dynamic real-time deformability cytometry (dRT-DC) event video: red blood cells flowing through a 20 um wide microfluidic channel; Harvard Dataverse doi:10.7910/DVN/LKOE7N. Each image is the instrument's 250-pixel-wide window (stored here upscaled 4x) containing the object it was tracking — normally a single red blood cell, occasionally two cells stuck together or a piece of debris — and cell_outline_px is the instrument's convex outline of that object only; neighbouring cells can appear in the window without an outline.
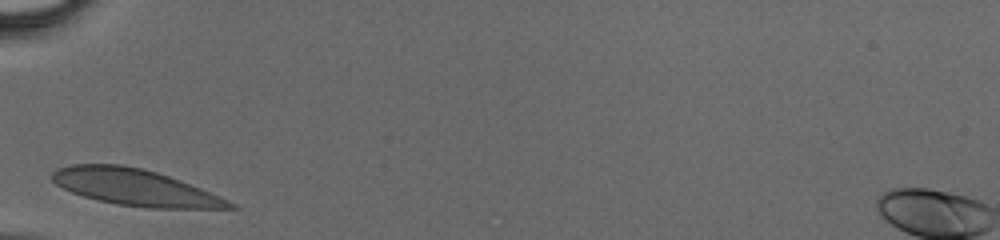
{"species": "human", "species_latin": "Homo sapiens", "temperature_condition": "cold", "stored_images_in_passage": 23, "camera_frame_rate_fps": 3000, "um_per_image_px": 0.085, "donor": {"sex": "male"}, "frame": {"image": 1, "passage_image": 1, "time_ms": 0.0, "image_size_px": [1000, 240], "cell_outline_px": [[240, 208], [148, 208], [116, 204], [84, 196], [72, 192], [56, 184], [52, 180], [52, 172], [56, 168], [72, 164], [120, 164], [144, 168], [168, 176], [200, 188], [228, 200], [236, 204]], "centroid_in_image_um": [11.45, 15.92], "position_along_channel_um": 73.5, "area_um2": 37.4}}
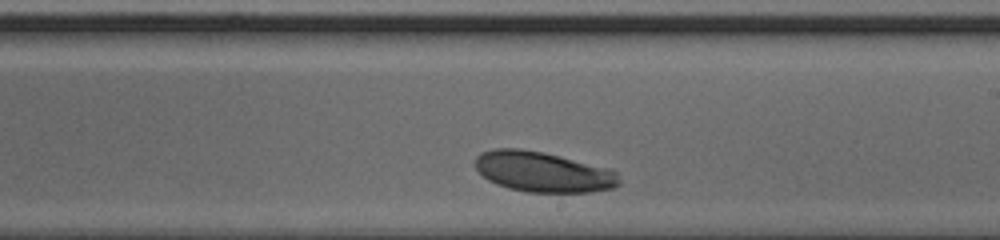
{"frame": {"image": 2, "passage_image": 13, "time_ms": 4.0, "image_size_px": [1000, 240], "cell_outline_px": [[620, 184], [612, 188], [592, 192], [528, 192], [508, 188], [496, 184], [488, 180], [476, 168], [476, 156], [492, 148], [520, 148], [544, 152], [612, 168], [616, 172], [620, 180]], "centroid_in_image_um": [46.19, 14.6], "position_along_channel_um": 242.8, "area_um2": 34.04}}
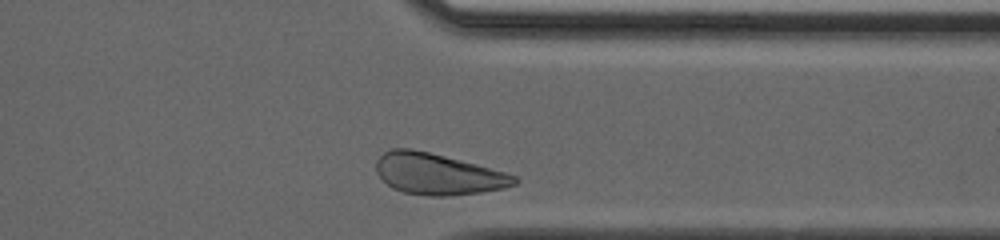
{"frame": {"image": 3, "passage_image": 22, "time_ms": 7.0, "image_size_px": [1000, 240], "cell_outline_px": [[520, 180], [516, 184], [504, 188], [480, 192], [452, 196], [428, 196], [404, 192], [392, 188], [376, 172], [376, 160], [384, 152], [392, 148], [408, 148], [428, 152], [476, 164], [504, 172], [516, 176]], "centroid_in_image_um": [37.21, 14.8], "position_along_channel_um": 374.2, "area_um2": 33.0}}